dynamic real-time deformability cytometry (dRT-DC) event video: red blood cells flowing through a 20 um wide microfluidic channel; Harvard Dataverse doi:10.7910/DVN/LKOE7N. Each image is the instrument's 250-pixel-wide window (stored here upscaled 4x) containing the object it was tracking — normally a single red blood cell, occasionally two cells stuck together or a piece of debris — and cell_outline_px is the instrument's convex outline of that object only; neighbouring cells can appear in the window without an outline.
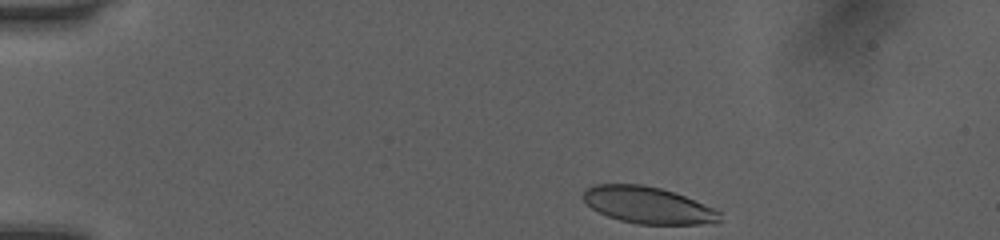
{"species": "human", "species_latin": "Homo sapiens", "temperature_condition": "room temperature", "stored_images_in_passage": 15, "camera_frame_rate_fps": 3000, "um_per_image_px": 0.085, "donor": {"sex": "female"}, "frame": {"image": 1, "passage_image": 1, "time_ms": 0.0, "image_size_px": [1000, 240], "cell_outline_px": [[720, 220], [716, 224], [636, 224], [620, 220], [608, 216], [592, 208], [580, 196], [588, 188], [596, 184], [644, 184], [660, 188], [684, 196], [712, 208], [720, 212]], "centroid_in_image_um": [55.07, 17.44], "position_along_channel_um": 29.9, "area_um2": 29.02}}
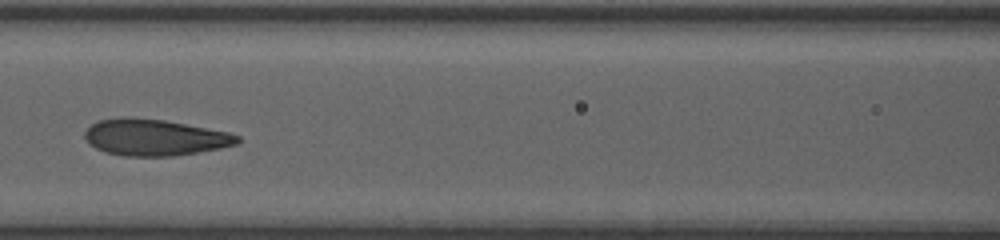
{"frame": {"image": 2, "passage_image": 9, "time_ms": 2.667, "image_size_px": [1000, 240], "cell_outline_px": [[240, 144], [220, 148], [172, 156], [124, 156], [104, 152], [88, 144], [84, 136], [84, 132], [92, 124], [100, 120], [120, 116], [124, 116], [164, 120], [228, 132], [240, 136]], "centroid_in_image_um": [13.12, 11.68], "position_along_channel_um": 153.5, "area_um2": 32.48}}
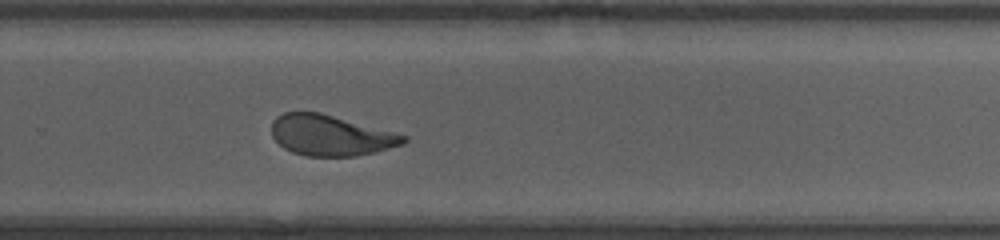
{"frame": {"image": 3, "passage_image": 15, "time_ms": 4.667, "image_size_px": [1000, 240], "cell_outline_px": [[408, 140], [404, 144], [376, 152], [356, 156], [308, 156], [292, 152], [284, 148], [272, 136], [272, 120], [276, 116], [284, 112], [320, 112], [408, 136]], "centroid_in_image_um": [28.1, 11.51], "position_along_channel_um": 301.7, "area_um2": 31.21}}